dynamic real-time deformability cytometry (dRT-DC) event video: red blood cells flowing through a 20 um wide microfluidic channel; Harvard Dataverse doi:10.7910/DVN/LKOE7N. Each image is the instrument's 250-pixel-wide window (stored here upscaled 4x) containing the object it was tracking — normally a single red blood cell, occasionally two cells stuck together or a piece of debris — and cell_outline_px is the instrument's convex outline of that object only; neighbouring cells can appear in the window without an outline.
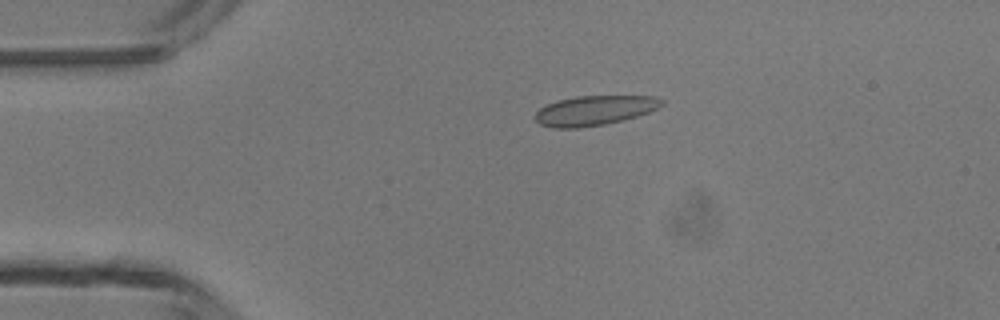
{"species": "common noctule bat (a hibernating species)", "species_latin": "Nyctalus noctula", "temperature_condition": "room temperature", "stored_images_in_passage": 4, "camera_frame_rate_fps": 3000, "um_per_image_px": 0.085, "animal": {"sex": "male", "body_mass_g": 13.3}, "frame": {"image": 1, "passage_image": 3, "time_ms": 2.333, "image_size_px": [1000, 320], "cell_outline_px": [[664, 104], [648, 112], [636, 116], [604, 124], [580, 128], [552, 128], [540, 124], [532, 116], [540, 108], [556, 100], [576, 96], [656, 96], [664, 100]], "centroid_in_image_um": [50.49, 9.38], "position_along_channel_um": 34.5, "area_um2": 21.91}}